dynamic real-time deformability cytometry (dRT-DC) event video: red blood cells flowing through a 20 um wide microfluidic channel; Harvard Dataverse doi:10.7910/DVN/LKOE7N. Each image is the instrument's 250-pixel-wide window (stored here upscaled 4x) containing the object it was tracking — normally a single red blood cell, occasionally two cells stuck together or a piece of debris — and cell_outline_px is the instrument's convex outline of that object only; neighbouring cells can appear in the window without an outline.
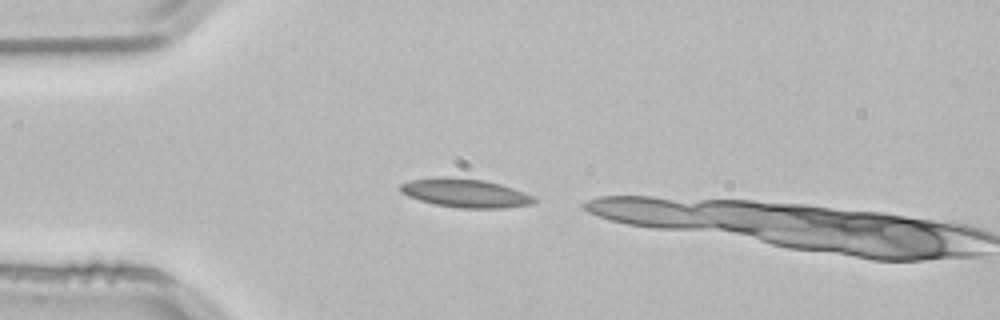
{"species": "common noctule bat (a hibernating species)", "species_latin": "Nyctalus noctula", "temperature_condition": "room temperature", "stored_images_in_passage": 2, "camera_frame_rate_fps": 3000, "um_per_image_px": 0.085, "animal": {"sex": "male", "body_mass_g": 21.5, "forearm_length_mm": 52.0}, "frame": {"image": 1, "passage_image": 1, "time_ms": 0.0, "image_size_px": [1000, 320], "cell_outline_px": [[536, 200], [532, 204], [504, 208], [460, 208], [436, 204], [420, 200], [408, 196], [400, 192], [400, 184], [408, 180], [440, 176], [448, 176], [484, 180], [500, 184], [536, 196]], "centroid_in_image_um": [39.54, 16.4], "position_along_channel_um": 45.5, "area_um2": 22.48}}